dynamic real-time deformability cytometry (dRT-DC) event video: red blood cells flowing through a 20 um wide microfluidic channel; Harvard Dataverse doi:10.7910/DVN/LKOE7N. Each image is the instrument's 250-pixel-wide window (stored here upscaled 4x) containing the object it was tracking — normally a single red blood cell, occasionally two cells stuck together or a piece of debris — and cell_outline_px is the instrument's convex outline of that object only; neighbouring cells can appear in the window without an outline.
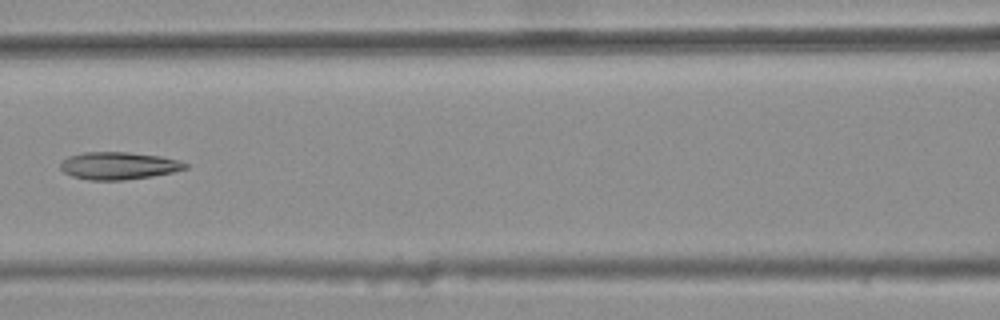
{"species": "common noctule bat (a hibernating species)", "species_latin": "Nyctalus noctula", "temperature_condition": "warm", "stored_images_in_passage": 7, "camera_frame_rate_fps": 3000, "um_per_image_px": 0.085, "animal": {"sex": "female", "body_mass_g": 25.1}, "frame": {"image": 1, "passage_image": 7, "time_ms": 2.0, "image_size_px": [1000, 320], "cell_outline_px": [[188, 168], [172, 172], [152, 176], [124, 180], [88, 180], [72, 176], [64, 172], [60, 168], [60, 160], [68, 156], [84, 152], [128, 152], [160, 156], [176, 160], [188, 164]], "centroid_in_image_um": [10.03, 14.08], "position_along_channel_um": 156.6, "area_um2": 20.0}}